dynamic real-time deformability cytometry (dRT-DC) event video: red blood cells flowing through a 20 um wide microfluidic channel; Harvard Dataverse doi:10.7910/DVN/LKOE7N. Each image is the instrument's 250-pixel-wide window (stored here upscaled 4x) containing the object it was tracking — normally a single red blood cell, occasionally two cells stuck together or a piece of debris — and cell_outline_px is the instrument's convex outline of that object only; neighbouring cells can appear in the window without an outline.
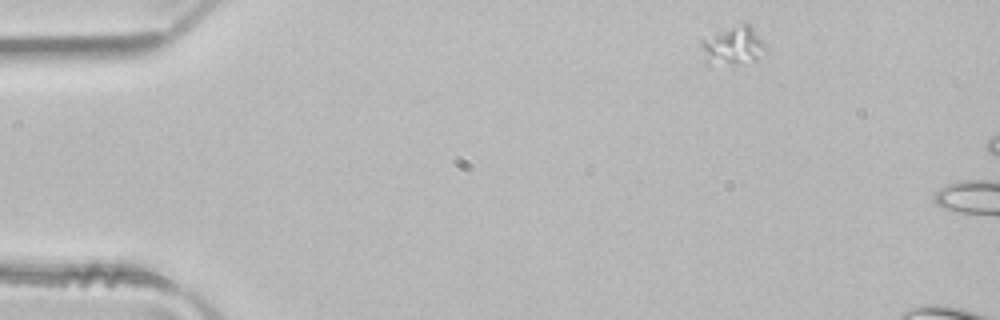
{"species": "common noctule bat (a hibernating species)", "species_latin": "Nyctalus noctula", "temperature_condition": "room temperature", "stored_images_in_passage": 2, "camera_frame_rate_fps": 3000, "um_per_image_px": 0.085, "animal": {"sex": "male", "body_mass_g": 21.5, "forearm_length_mm": 52.0}, "frame": {"image": 1, "passage_image": 1, "time_ms": 0.0, "image_size_px": [1000, 320], "cell_outline_px": [[768, 52], [756, 60], [732, 64], [704, 64], [700, 44], [700, 40], [744, 20], [764, 40], [768, 48]], "centroid_in_image_um": [62.33, 3.88], "position_along_channel_um": 22.7, "area_um2": 14.97}}